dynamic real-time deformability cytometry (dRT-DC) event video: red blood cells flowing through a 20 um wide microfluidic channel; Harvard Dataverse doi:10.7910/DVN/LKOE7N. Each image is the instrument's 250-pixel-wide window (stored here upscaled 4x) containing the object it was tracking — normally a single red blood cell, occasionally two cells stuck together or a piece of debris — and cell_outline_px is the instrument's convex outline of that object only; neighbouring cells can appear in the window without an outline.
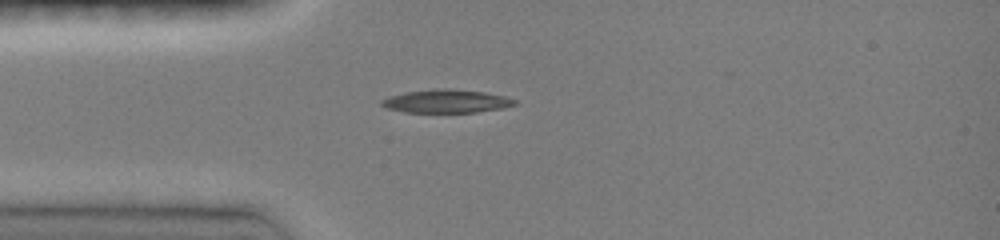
{"species": "common noctule bat (a hibernating species)", "species_latin": "Nyctalus noctula", "temperature_condition": "room temperature", "stored_images_in_passage": 1, "camera_frame_rate_fps": 3000, "um_per_image_px": 0.085, "animal": {"sex": "female", "body_mass_g": 19.0, "forearm_length_mm": 51.5}, "frame": {"image": 1, "passage_image": 1, "time_ms": 0.0, "image_size_px": [1000, 240], "cell_outline_px": [[516, 104], [504, 108], [476, 112], [404, 112], [388, 108], [380, 104], [380, 100], [404, 92], [436, 88], [448, 88], [484, 92], [504, 96], [516, 100]], "centroid_in_image_um": [37.95, 8.6], "position_along_channel_um": 47.1, "area_um2": 17.98}}